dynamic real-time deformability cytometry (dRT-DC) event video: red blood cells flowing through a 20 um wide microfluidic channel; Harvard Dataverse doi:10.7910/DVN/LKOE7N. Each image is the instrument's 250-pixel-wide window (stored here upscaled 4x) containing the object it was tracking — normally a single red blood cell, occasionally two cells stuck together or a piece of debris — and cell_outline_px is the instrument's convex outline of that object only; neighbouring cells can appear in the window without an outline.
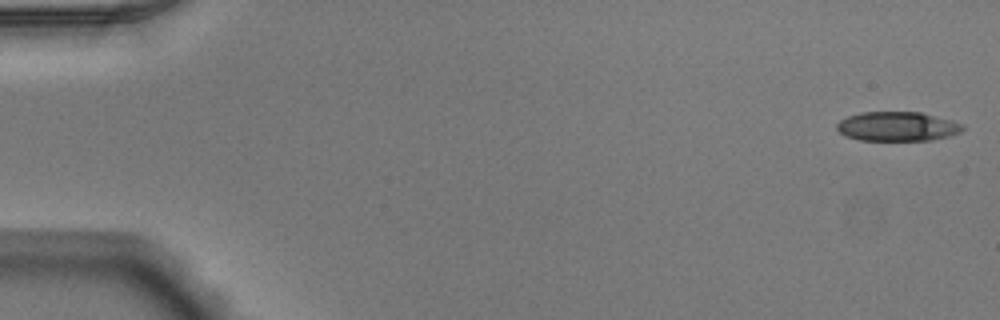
{"species": "Egyptian fruit bat (a non-hibernating species)", "species_latin": "Rousettus aegyptiacus", "temperature_condition": "warm", "stored_images_in_passage": 52, "camera_frame_rate_fps": 3000, "um_per_image_px": 0.085, "animal": {"sex": "male"}, "frame": {"image": 1, "passage_image": 1, "time_ms": 0.0, "image_size_px": [1000, 320], "cell_outline_px": [[964, 128], [960, 132], [948, 136], [932, 140], [860, 140], [844, 136], [836, 128], [836, 124], [840, 120], [848, 116], [860, 112], [920, 112], [952, 120], [964, 124]], "centroid_in_image_um": [76.27, 10.74], "position_along_channel_um": 8.7, "area_um2": 21.56}}
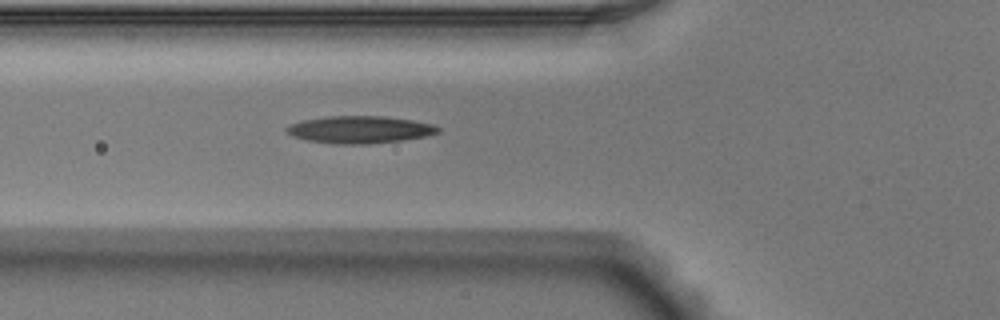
{"frame": {"image": 2, "passage_image": 19, "time_ms": 6.0, "image_size_px": [1000, 320], "cell_outline_px": [[440, 132], [424, 136], [400, 140], [368, 144], [336, 144], [308, 140], [292, 136], [284, 128], [292, 124], [304, 120], [328, 116], [384, 116], [412, 120], [432, 124], [440, 128]], "centroid_in_image_um": [30.58, 11.01], "position_along_channel_um": 95.2, "area_um2": 23.81}}
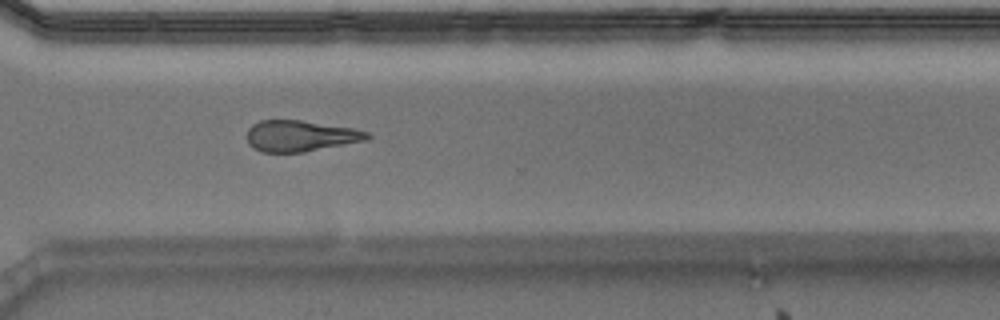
{"frame": {"image": 3, "passage_image": 38, "time_ms": 12.333, "image_size_px": [1000, 320], "cell_outline_px": [[372, 136], [368, 140], [304, 152], [260, 152], [252, 148], [248, 144], [248, 128], [252, 124], [260, 120], [300, 120], [352, 128], [368, 132]], "centroid_in_image_um": [25.52, 11.56], "position_along_channel_um": 345.1, "area_um2": 21.85}}